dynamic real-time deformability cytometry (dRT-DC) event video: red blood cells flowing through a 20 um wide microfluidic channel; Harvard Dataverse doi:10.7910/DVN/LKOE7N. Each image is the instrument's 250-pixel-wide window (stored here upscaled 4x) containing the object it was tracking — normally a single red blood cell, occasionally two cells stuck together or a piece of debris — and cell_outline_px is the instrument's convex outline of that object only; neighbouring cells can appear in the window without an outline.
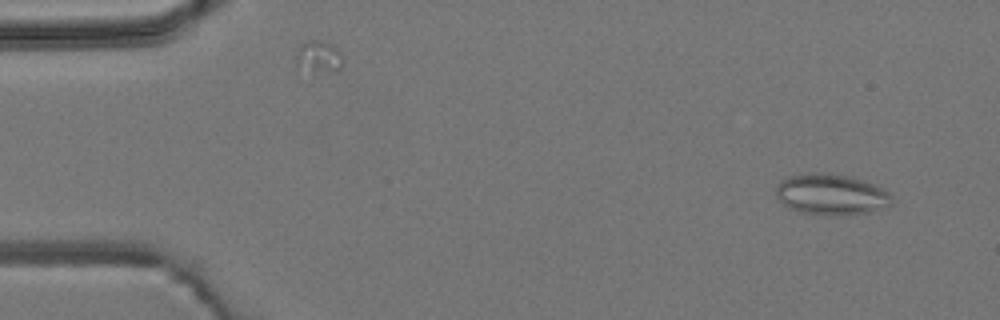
{"species": "common noctule bat (a hibernating species)", "species_latin": "Nyctalus noctula", "temperature_condition": "room temperature", "stored_images_in_passage": 4, "camera_frame_rate_fps": 3000, "um_per_image_px": 0.085, "animal": {"sex": "male", "body_mass_g": 19.2, "forearm_length_mm": 51.8}, "frame": {"image": 1, "passage_image": 1, "time_ms": 0.0, "image_size_px": [1000, 320], "cell_outline_px": [[892, 204], [868, 212], [836, 216], [800, 212], [788, 208], [776, 196], [776, 184], [780, 180], [788, 176], [800, 172], [832, 172], [852, 176], [864, 180], [888, 192], [892, 196]], "centroid_in_image_um": [70.6, 16.49], "position_along_channel_um": 14.4, "area_um2": 28.09}}